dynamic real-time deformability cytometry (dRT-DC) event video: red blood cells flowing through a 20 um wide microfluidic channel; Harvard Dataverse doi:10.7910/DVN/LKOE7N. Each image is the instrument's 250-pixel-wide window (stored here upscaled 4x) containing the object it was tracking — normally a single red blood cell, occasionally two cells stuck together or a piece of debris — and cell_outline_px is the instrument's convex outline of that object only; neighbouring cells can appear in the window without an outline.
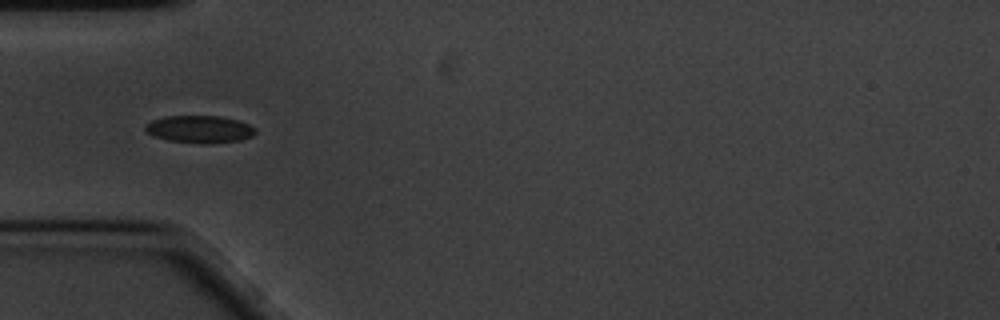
{"species": "common noctule bat (a hibernating species)", "species_latin": "Nyctalus noctula", "temperature_condition": "cold", "stored_images_in_passage": 13, "camera_frame_rate_fps": 3000, "um_per_image_px": 0.085, "animal": {"sex": "male", "body_mass_g": 20.1, "forearm_length_mm": 53.5}, "frame": {"image": 1, "passage_image": 6, "time_ms": 1.667, "image_size_px": [1000, 320], "cell_outline_px": [[256, 132], [252, 136], [240, 140], [208, 144], [200, 144], [168, 140], [152, 136], [144, 128], [144, 124], [152, 120], [164, 116], [220, 116], [236, 120], [248, 124], [256, 128]], "centroid_in_image_um": [16.94, 10.99], "position_along_channel_um": 68.1, "area_um2": 17.69}}